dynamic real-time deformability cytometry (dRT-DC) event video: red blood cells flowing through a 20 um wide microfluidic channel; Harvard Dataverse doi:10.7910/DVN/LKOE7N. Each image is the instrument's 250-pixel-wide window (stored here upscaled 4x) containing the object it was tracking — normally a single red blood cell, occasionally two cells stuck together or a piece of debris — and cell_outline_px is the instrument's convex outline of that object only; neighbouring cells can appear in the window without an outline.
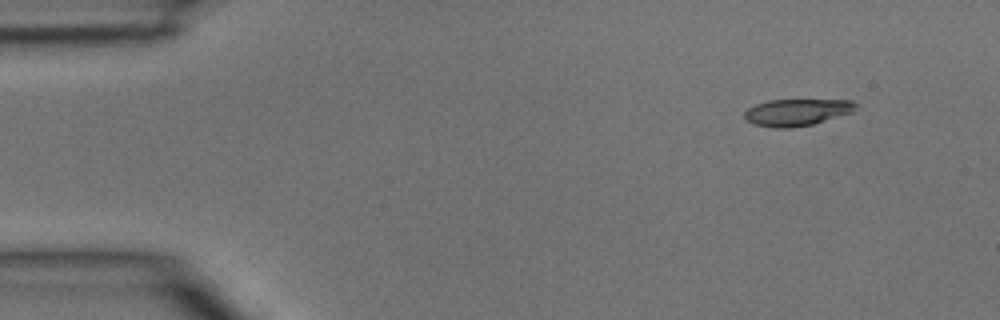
{"species": "common noctule bat (a hibernating species)", "species_latin": "Nyctalus noctula", "temperature_condition": "room temperature", "stored_images_in_passage": 3, "camera_frame_rate_fps": 3000, "um_per_image_px": 0.085, "animal": {"sex": "male", "body_mass_g": 15.6}, "frame": {"image": 1, "passage_image": 1, "time_ms": 0.0, "image_size_px": [1000, 320], "cell_outline_px": [[860, 108], [852, 112], [812, 124], [792, 128], [776, 128], [752, 124], [744, 116], [744, 112], [748, 108], [756, 104], [768, 100], [852, 100]], "centroid_in_image_um": [67.74, 9.54], "position_along_channel_um": 17.3, "area_um2": 17.4}}
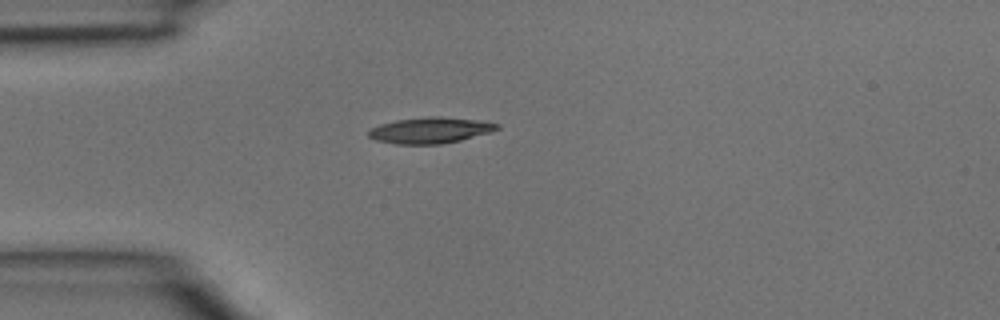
{"frame": {"image": 2, "passage_image": 3, "time_ms": 0.667, "image_size_px": [1000, 320], "cell_outline_px": [[500, 128], [492, 132], [460, 140], [440, 144], [396, 144], [376, 140], [368, 136], [368, 132], [372, 128], [380, 124], [396, 120], [432, 116], [440, 116], [480, 120], [500, 124]], "centroid_in_image_um": [36.61, 11.07], "position_along_channel_um": 48.4, "area_um2": 19.48}}